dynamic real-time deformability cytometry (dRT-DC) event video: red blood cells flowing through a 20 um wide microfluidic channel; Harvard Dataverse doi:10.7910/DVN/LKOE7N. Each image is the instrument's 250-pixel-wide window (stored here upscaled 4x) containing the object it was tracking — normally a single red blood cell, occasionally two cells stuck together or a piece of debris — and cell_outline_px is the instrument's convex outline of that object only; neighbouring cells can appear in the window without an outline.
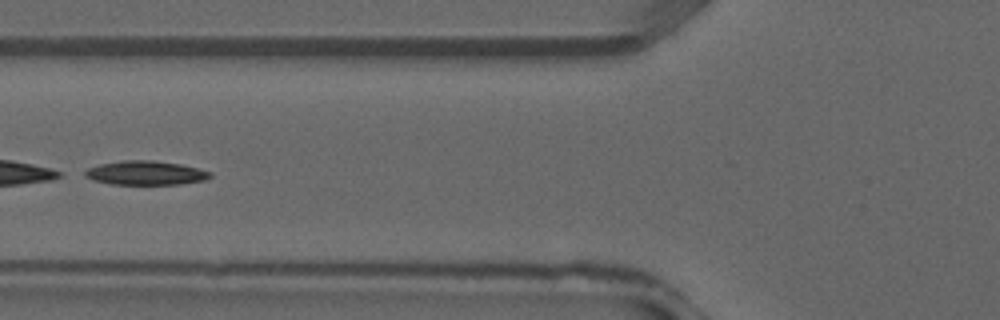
{"species": "common noctule bat (a hibernating species)", "species_latin": "Nyctalus noctula", "temperature_condition": "warm", "stored_images_in_passage": 17, "camera_frame_rate_fps": 3000, "um_per_image_px": 0.085, "animal": {"sex": "male", "forearm_length_mm": 52.5}, "frame": {"image": 1, "passage_image": 10, "time_ms": 3.0, "image_size_px": [1000, 320], "cell_outline_px": [[212, 176], [204, 180], [180, 184], [112, 184], [92, 180], [84, 176], [84, 172], [88, 168], [100, 164], [124, 160], [152, 160], [180, 164], [212, 172]], "centroid_in_image_um": [12.36, 14.7], "position_along_channel_um": 113.4, "area_um2": 17.46}}